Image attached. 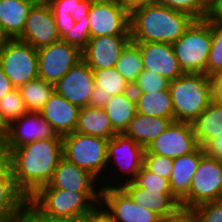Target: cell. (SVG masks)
Instances as JSON below:
<instances>
[{
  "instance_id": "cell-1",
  "label": "cell",
  "mask_w": 222,
  "mask_h": 222,
  "mask_svg": "<svg viewBox=\"0 0 222 222\" xmlns=\"http://www.w3.org/2000/svg\"><path fill=\"white\" fill-rule=\"evenodd\" d=\"M11 169L17 188L30 198L52 179L62 154V138L39 139L11 152Z\"/></svg>"
},
{
  "instance_id": "cell-2",
  "label": "cell",
  "mask_w": 222,
  "mask_h": 222,
  "mask_svg": "<svg viewBox=\"0 0 222 222\" xmlns=\"http://www.w3.org/2000/svg\"><path fill=\"white\" fill-rule=\"evenodd\" d=\"M195 21L190 15L154 4L130 12L131 41L174 43Z\"/></svg>"
},
{
  "instance_id": "cell-3",
  "label": "cell",
  "mask_w": 222,
  "mask_h": 222,
  "mask_svg": "<svg viewBox=\"0 0 222 222\" xmlns=\"http://www.w3.org/2000/svg\"><path fill=\"white\" fill-rule=\"evenodd\" d=\"M174 121L192 123L210 104V77L201 73H184L169 81Z\"/></svg>"
},
{
  "instance_id": "cell-4",
  "label": "cell",
  "mask_w": 222,
  "mask_h": 222,
  "mask_svg": "<svg viewBox=\"0 0 222 222\" xmlns=\"http://www.w3.org/2000/svg\"><path fill=\"white\" fill-rule=\"evenodd\" d=\"M101 192H77L39 188L29 199L45 214L58 218L84 219L98 204Z\"/></svg>"
},
{
  "instance_id": "cell-5",
  "label": "cell",
  "mask_w": 222,
  "mask_h": 222,
  "mask_svg": "<svg viewBox=\"0 0 222 222\" xmlns=\"http://www.w3.org/2000/svg\"><path fill=\"white\" fill-rule=\"evenodd\" d=\"M211 42V17L208 16L205 20H195L183 35L171 44L184 73L205 74Z\"/></svg>"
},
{
  "instance_id": "cell-6",
  "label": "cell",
  "mask_w": 222,
  "mask_h": 222,
  "mask_svg": "<svg viewBox=\"0 0 222 222\" xmlns=\"http://www.w3.org/2000/svg\"><path fill=\"white\" fill-rule=\"evenodd\" d=\"M108 140L73 132L62 136L63 157L96 178L106 171Z\"/></svg>"
},
{
  "instance_id": "cell-7",
  "label": "cell",
  "mask_w": 222,
  "mask_h": 222,
  "mask_svg": "<svg viewBox=\"0 0 222 222\" xmlns=\"http://www.w3.org/2000/svg\"><path fill=\"white\" fill-rule=\"evenodd\" d=\"M0 66L15 88L38 77L37 49L18 39H6L0 47Z\"/></svg>"
},
{
  "instance_id": "cell-8",
  "label": "cell",
  "mask_w": 222,
  "mask_h": 222,
  "mask_svg": "<svg viewBox=\"0 0 222 222\" xmlns=\"http://www.w3.org/2000/svg\"><path fill=\"white\" fill-rule=\"evenodd\" d=\"M222 199V162L204 155L195 171L188 195L180 202L181 208L194 207Z\"/></svg>"
},
{
  "instance_id": "cell-9",
  "label": "cell",
  "mask_w": 222,
  "mask_h": 222,
  "mask_svg": "<svg viewBox=\"0 0 222 222\" xmlns=\"http://www.w3.org/2000/svg\"><path fill=\"white\" fill-rule=\"evenodd\" d=\"M38 77L55 84L82 60V51L62 40L37 49Z\"/></svg>"
},
{
  "instance_id": "cell-10",
  "label": "cell",
  "mask_w": 222,
  "mask_h": 222,
  "mask_svg": "<svg viewBox=\"0 0 222 222\" xmlns=\"http://www.w3.org/2000/svg\"><path fill=\"white\" fill-rule=\"evenodd\" d=\"M114 185L100 186V205H104L116 222H162L157 213L137 205L120 186Z\"/></svg>"
},
{
  "instance_id": "cell-11",
  "label": "cell",
  "mask_w": 222,
  "mask_h": 222,
  "mask_svg": "<svg viewBox=\"0 0 222 222\" xmlns=\"http://www.w3.org/2000/svg\"><path fill=\"white\" fill-rule=\"evenodd\" d=\"M18 40L39 49L61 40L55 17L47 2L37 1L30 9Z\"/></svg>"
},
{
  "instance_id": "cell-12",
  "label": "cell",
  "mask_w": 222,
  "mask_h": 222,
  "mask_svg": "<svg viewBox=\"0 0 222 222\" xmlns=\"http://www.w3.org/2000/svg\"><path fill=\"white\" fill-rule=\"evenodd\" d=\"M198 147L192 123L173 121L147 146L144 153H153L174 159L190 154Z\"/></svg>"
},
{
  "instance_id": "cell-13",
  "label": "cell",
  "mask_w": 222,
  "mask_h": 222,
  "mask_svg": "<svg viewBox=\"0 0 222 222\" xmlns=\"http://www.w3.org/2000/svg\"><path fill=\"white\" fill-rule=\"evenodd\" d=\"M90 38L98 36H131L130 13L125 6L92 3L89 13Z\"/></svg>"
},
{
  "instance_id": "cell-14",
  "label": "cell",
  "mask_w": 222,
  "mask_h": 222,
  "mask_svg": "<svg viewBox=\"0 0 222 222\" xmlns=\"http://www.w3.org/2000/svg\"><path fill=\"white\" fill-rule=\"evenodd\" d=\"M62 138L39 112H27L8 126L2 144L11 152L39 139Z\"/></svg>"
},
{
  "instance_id": "cell-15",
  "label": "cell",
  "mask_w": 222,
  "mask_h": 222,
  "mask_svg": "<svg viewBox=\"0 0 222 222\" xmlns=\"http://www.w3.org/2000/svg\"><path fill=\"white\" fill-rule=\"evenodd\" d=\"M94 86L93 71L81 60L54 84V90L71 104L82 108L88 106Z\"/></svg>"
},
{
  "instance_id": "cell-16",
  "label": "cell",
  "mask_w": 222,
  "mask_h": 222,
  "mask_svg": "<svg viewBox=\"0 0 222 222\" xmlns=\"http://www.w3.org/2000/svg\"><path fill=\"white\" fill-rule=\"evenodd\" d=\"M145 148L124 133H116L107 143V163H117L126 180L115 186L132 181L143 166ZM114 162H113V161ZM127 173V174H126ZM124 181V182H123Z\"/></svg>"
},
{
  "instance_id": "cell-17",
  "label": "cell",
  "mask_w": 222,
  "mask_h": 222,
  "mask_svg": "<svg viewBox=\"0 0 222 222\" xmlns=\"http://www.w3.org/2000/svg\"><path fill=\"white\" fill-rule=\"evenodd\" d=\"M131 36H98L90 38L82 50V60L92 69L115 67Z\"/></svg>"
},
{
  "instance_id": "cell-18",
  "label": "cell",
  "mask_w": 222,
  "mask_h": 222,
  "mask_svg": "<svg viewBox=\"0 0 222 222\" xmlns=\"http://www.w3.org/2000/svg\"><path fill=\"white\" fill-rule=\"evenodd\" d=\"M136 44L140 48L143 69L158 73L169 81L184 74L170 43L142 42Z\"/></svg>"
},
{
  "instance_id": "cell-19",
  "label": "cell",
  "mask_w": 222,
  "mask_h": 222,
  "mask_svg": "<svg viewBox=\"0 0 222 222\" xmlns=\"http://www.w3.org/2000/svg\"><path fill=\"white\" fill-rule=\"evenodd\" d=\"M97 181L98 179L90 172L79 168L62 157L54 170L50 182L40 188H57L77 192H101V188L97 189L95 186Z\"/></svg>"
},
{
  "instance_id": "cell-20",
  "label": "cell",
  "mask_w": 222,
  "mask_h": 222,
  "mask_svg": "<svg viewBox=\"0 0 222 222\" xmlns=\"http://www.w3.org/2000/svg\"><path fill=\"white\" fill-rule=\"evenodd\" d=\"M120 187L134 203L157 213L162 219L175 214L181 208L171 190H149L137 187L132 181L123 183Z\"/></svg>"
},
{
  "instance_id": "cell-21",
  "label": "cell",
  "mask_w": 222,
  "mask_h": 222,
  "mask_svg": "<svg viewBox=\"0 0 222 222\" xmlns=\"http://www.w3.org/2000/svg\"><path fill=\"white\" fill-rule=\"evenodd\" d=\"M79 110L78 106L54 91L39 113L58 135L64 136L75 131Z\"/></svg>"
},
{
  "instance_id": "cell-22",
  "label": "cell",
  "mask_w": 222,
  "mask_h": 222,
  "mask_svg": "<svg viewBox=\"0 0 222 222\" xmlns=\"http://www.w3.org/2000/svg\"><path fill=\"white\" fill-rule=\"evenodd\" d=\"M204 155L203 147L199 146L194 152L173 159L169 185L173 196L179 202L188 195L192 177Z\"/></svg>"
},
{
  "instance_id": "cell-23",
  "label": "cell",
  "mask_w": 222,
  "mask_h": 222,
  "mask_svg": "<svg viewBox=\"0 0 222 222\" xmlns=\"http://www.w3.org/2000/svg\"><path fill=\"white\" fill-rule=\"evenodd\" d=\"M37 0H0V31L6 39H17Z\"/></svg>"
},
{
  "instance_id": "cell-24",
  "label": "cell",
  "mask_w": 222,
  "mask_h": 222,
  "mask_svg": "<svg viewBox=\"0 0 222 222\" xmlns=\"http://www.w3.org/2000/svg\"><path fill=\"white\" fill-rule=\"evenodd\" d=\"M173 121L174 118L153 117L136 113L124 134L146 149Z\"/></svg>"
},
{
  "instance_id": "cell-25",
  "label": "cell",
  "mask_w": 222,
  "mask_h": 222,
  "mask_svg": "<svg viewBox=\"0 0 222 222\" xmlns=\"http://www.w3.org/2000/svg\"><path fill=\"white\" fill-rule=\"evenodd\" d=\"M75 132L110 140L116 134L104 108L82 107Z\"/></svg>"
},
{
  "instance_id": "cell-26",
  "label": "cell",
  "mask_w": 222,
  "mask_h": 222,
  "mask_svg": "<svg viewBox=\"0 0 222 222\" xmlns=\"http://www.w3.org/2000/svg\"><path fill=\"white\" fill-rule=\"evenodd\" d=\"M104 109L113 130L116 133H124L137 113L136 99L133 91L112 96Z\"/></svg>"
},
{
  "instance_id": "cell-27",
  "label": "cell",
  "mask_w": 222,
  "mask_h": 222,
  "mask_svg": "<svg viewBox=\"0 0 222 222\" xmlns=\"http://www.w3.org/2000/svg\"><path fill=\"white\" fill-rule=\"evenodd\" d=\"M137 113L153 117L174 118L170 90L133 92Z\"/></svg>"
},
{
  "instance_id": "cell-28",
  "label": "cell",
  "mask_w": 222,
  "mask_h": 222,
  "mask_svg": "<svg viewBox=\"0 0 222 222\" xmlns=\"http://www.w3.org/2000/svg\"><path fill=\"white\" fill-rule=\"evenodd\" d=\"M193 131L200 147L222 134V105L210 102L208 107L192 122Z\"/></svg>"
},
{
  "instance_id": "cell-29",
  "label": "cell",
  "mask_w": 222,
  "mask_h": 222,
  "mask_svg": "<svg viewBox=\"0 0 222 222\" xmlns=\"http://www.w3.org/2000/svg\"><path fill=\"white\" fill-rule=\"evenodd\" d=\"M26 199L14 179H0V222H18Z\"/></svg>"
},
{
  "instance_id": "cell-30",
  "label": "cell",
  "mask_w": 222,
  "mask_h": 222,
  "mask_svg": "<svg viewBox=\"0 0 222 222\" xmlns=\"http://www.w3.org/2000/svg\"><path fill=\"white\" fill-rule=\"evenodd\" d=\"M28 112H39L54 93V84L37 77L19 88Z\"/></svg>"
},
{
  "instance_id": "cell-31",
  "label": "cell",
  "mask_w": 222,
  "mask_h": 222,
  "mask_svg": "<svg viewBox=\"0 0 222 222\" xmlns=\"http://www.w3.org/2000/svg\"><path fill=\"white\" fill-rule=\"evenodd\" d=\"M115 69L131 85L135 83L139 74L144 70L139 46L130 41L122 50Z\"/></svg>"
},
{
  "instance_id": "cell-32",
  "label": "cell",
  "mask_w": 222,
  "mask_h": 222,
  "mask_svg": "<svg viewBox=\"0 0 222 222\" xmlns=\"http://www.w3.org/2000/svg\"><path fill=\"white\" fill-rule=\"evenodd\" d=\"M92 71L98 91L114 96L132 90V85L120 75L115 67Z\"/></svg>"
},
{
  "instance_id": "cell-33",
  "label": "cell",
  "mask_w": 222,
  "mask_h": 222,
  "mask_svg": "<svg viewBox=\"0 0 222 222\" xmlns=\"http://www.w3.org/2000/svg\"><path fill=\"white\" fill-rule=\"evenodd\" d=\"M47 3L54 15H70L75 23L89 21L91 0H48Z\"/></svg>"
},
{
  "instance_id": "cell-34",
  "label": "cell",
  "mask_w": 222,
  "mask_h": 222,
  "mask_svg": "<svg viewBox=\"0 0 222 222\" xmlns=\"http://www.w3.org/2000/svg\"><path fill=\"white\" fill-rule=\"evenodd\" d=\"M211 48L208 55L205 75L222 72V20L211 18Z\"/></svg>"
},
{
  "instance_id": "cell-35",
  "label": "cell",
  "mask_w": 222,
  "mask_h": 222,
  "mask_svg": "<svg viewBox=\"0 0 222 222\" xmlns=\"http://www.w3.org/2000/svg\"><path fill=\"white\" fill-rule=\"evenodd\" d=\"M0 112L8 126L28 112L18 88H14L0 99Z\"/></svg>"
},
{
  "instance_id": "cell-36",
  "label": "cell",
  "mask_w": 222,
  "mask_h": 222,
  "mask_svg": "<svg viewBox=\"0 0 222 222\" xmlns=\"http://www.w3.org/2000/svg\"><path fill=\"white\" fill-rule=\"evenodd\" d=\"M157 4L186 13L195 20L209 16V0H157Z\"/></svg>"
},
{
  "instance_id": "cell-37",
  "label": "cell",
  "mask_w": 222,
  "mask_h": 222,
  "mask_svg": "<svg viewBox=\"0 0 222 222\" xmlns=\"http://www.w3.org/2000/svg\"><path fill=\"white\" fill-rule=\"evenodd\" d=\"M169 89V80L151 70L144 69L132 85L133 92H153Z\"/></svg>"
},
{
  "instance_id": "cell-38",
  "label": "cell",
  "mask_w": 222,
  "mask_h": 222,
  "mask_svg": "<svg viewBox=\"0 0 222 222\" xmlns=\"http://www.w3.org/2000/svg\"><path fill=\"white\" fill-rule=\"evenodd\" d=\"M18 222H83V219L47 215L27 198L22 206Z\"/></svg>"
},
{
  "instance_id": "cell-39",
  "label": "cell",
  "mask_w": 222,
  "mask_h": 222,
  "mask_svg": "<svg viewBox=\"0 0 222 222\" xmlns=\"http://www.w3.org/2000/svg\"><path fill=\"white\" fill-rule=\"evenodd\" d=\"M143 166L152 173L169 180L173 159L158 154L144 153Z\"/></svg>"
},
{
  "instance_id": "cell-40",
  "label": "cell",
  "mask_w": 222,
  "mask_h": 222,
  "mask_svg": "<svg viewBox=\"0 0 222 222\" xmlns=\"http://www.w3.org/2000/svg\"><path fill=\"white\" fill-rule=\"evenodd\" d=\"M132 182L137 187L149 190H171L168 179L152 173L144 166L141 167Z\"/></svg>"
},
{
  "instance_id": "cell-41",
  "label": "cell",
  "mask_w": 222,
  "mask_h": 222,
  "mask_svg": "<svg viewBox=\"0 0 222 222\" xmlns=\"http://www.w3.org/2000/svg\"><path fill=\"white\" fill-rule=\"evenodd\" d=\"M61 40L79 48L81 51L87 46L90 40L89 21L75 23L74 28L68 31Z\"/></svg>"
},
{
  "instance_id": "cell-42",
  "label": "cell",
  "mask_w": 222,
  "mask_h": 222,
  "mask_svg": "<svg viewBox=\"0 0 222 222\" xmlns=\"http://www.w3.org/2000/svg\"><path fill=\"white\" fill-rule=\"evenodd\" d=\"M192 210L198 222H222V199L200 204Z\"/></svg>"
},
{
  "instance_id": "cell-43",
  "label": "cell",
  "mask_w": 222,
  "mask_h": 222,
  "mask_svg": "<svg viewBox=\"0 0 222 222\" xmlns=\"http://www.w3.org/2000/svg\"><path fill=\"white\" fill-rule=\"evenodd\" d=\"M203 150L206 156L222 162V134L210 139L203 146Z\"/></svg>"
},
{
  "instance_id": "cell-44",
  "label": "cell",
  "mask_w": 222,
  "mask_h": 222,
  "mask_svg": "<svg viewBox=\"0 0 222 222\" xmlns=\"http://www.w3.org/2000/svg\"><path fill=\"white\" fill-rule=\"evenodd\" d=\"M0 179H14L11 169V154L3 144L0 146Z\"/></svg>"
},
{
  "instance_id": "cell-45",
  "label": "cell",
  "mask_w": 222,
  "mask_h": 222,
  "mask_svg": "<svg viewBox=\"0 0 222 222\" xmlns=\"http://www.w3.org/2000/svg\"><path fill=\"white\" fill-rule=\"evenodd\" d=\"M83 222H116L106 209L98 204L84 219Z\"/></svg>"
},
{
  "instance_id": "cell-46",
  "label": "cell",
  "mask_w": 222,
  "mask_h": 222,
  "mask_svg": "<svg viewBox=\"0 0 222 222\" xmlns=\"http://www.w3.org/2000/svg\"><path fill=\"white\" fill-rule=\"evenodd\" d=\"M162 222H198L192 209L180 208L175 214L162 219Z\"/></svg>"
},
{
  "instance_id": "cell-47",
  "label": "cell",
  "mask_w": 222,
  "mask_h": 222,
  "mask_svg": "<svg viewBox=\"0 0 222 222\" xmlns=\"http://www.w3.org/2000/svg\"><path fill=\"white\" fill-rule=\"evenodd\" d=\"M210 77L212 101L222 105V72L215 73Z\"/></svg>"
},
{
  "instance_id": "cell-48",
  "label": "cell",
  "mask_w": 222,
  "mask_h": 222,
  "mask_svg": "<svg viewBox=\"0 0 222 222\" xmlns=\"http://www.w3.org/2000/svg\"><path fill=\"white\" fill-rule=\"evenodd\" d=\"M112 97L111 94H106L103 91H98V86H94L88 102V106L96 108H105L106 104Z\"/></svg>"
},
{
  "instance_id": "cell-49",
  "label": "cell",
  "mask_w": 222,
  "mask_h": 222,
  "mask_svg": "<svg viewBox=\"0 0 222 222\" xmlns=\"http://www.w3.org/2000/svg\"><path fill=\"white\" fill-rule=\"evenodd\" d=\"M54 17L60 38H62L68 31L74 28L75 21L72 16L54 15Z\"/></svg>"
},
{
  "instance_id": "cell-50",
  "label": "cell",
  "mask_w": 222,
  "mask_h": 222,
  "mask_svg": "<svg viewBox=\"0 0 222 222\" xmlns=\"http://www.w3.org/2000/svg\"><path fill=\"white\" fill-rule=\"evenodd\" d=\"M15 87L0 66V99Z\"/></svg>"
},
{
  "instance_id": "cell-51",
  "label": "cell",
  "mask_w": 222,
  "mask_h": 222,
  "mask_svg": "<svg viewBox=\"0 0 222 222\" xmlns=\"http://www.w3.org/2000/svg\"><path fill=\"white\" fill-rule=\"evenodd\" d=\"M157 4V0H125V8L129 13L137 8Z\"/></svg>"
},
{
  "instance_id": "cell-52",
  "label": "cell",
  "mask_w": 222,
  "mask_h": 222,
  "mask_svg": "<svg viewBox=\"0 0 222 222\" xmlns=\"http://www.w3.org/2000/svg\"><path fill=\"white\" fill-rule=\"evenodd\" d=\"M209 17L222 20V0L209 1Z\"/></svg>"
},
{
  "instance_id": "cell-53",
  "label": "cell",
  "mask_w": 222,
  "mask_h": 222,
  "mask_svg": "<svg viewBox=\"0 0 222 222\" xmlns=\"http://www.w3.org/2000/svg\"><path fill=\"white\" fill-rule=\"evenodd\" d=\"M92 3H100V4H116L125 6V0H91Z\"/></svg>"
},
{
  "instance_id": "cell-54",
  "label": "cell",
  "mask_w": 222,
  "mask_h": 222,
  "mask_svg": "<svg viewBox=\"0 0 222 222\" xmlns=\"http://www.w3.org/2000/svg\"><path fill=\"white\" fill-rule=\"evenodd\" d=\"M7 130H8V125L5 123L0 112V140H2L5 137Z\"/></svg>"
},
{
  "instance_id": "cell-55",
  "label": "cell",
  "mask_w": 222,
  "mask_h": 222,
  "mask_svg": "<svg viewBox=\"0 0 222 222\" xmlns=\"http://www.w3.org/2000/svg\"><path fill=\"white\" fill-rule=\"evenodd\" d=\"M5 40H6V38L3 36V34L0 31V47L3 45Z\"/></svg>"
}]
</instances>
